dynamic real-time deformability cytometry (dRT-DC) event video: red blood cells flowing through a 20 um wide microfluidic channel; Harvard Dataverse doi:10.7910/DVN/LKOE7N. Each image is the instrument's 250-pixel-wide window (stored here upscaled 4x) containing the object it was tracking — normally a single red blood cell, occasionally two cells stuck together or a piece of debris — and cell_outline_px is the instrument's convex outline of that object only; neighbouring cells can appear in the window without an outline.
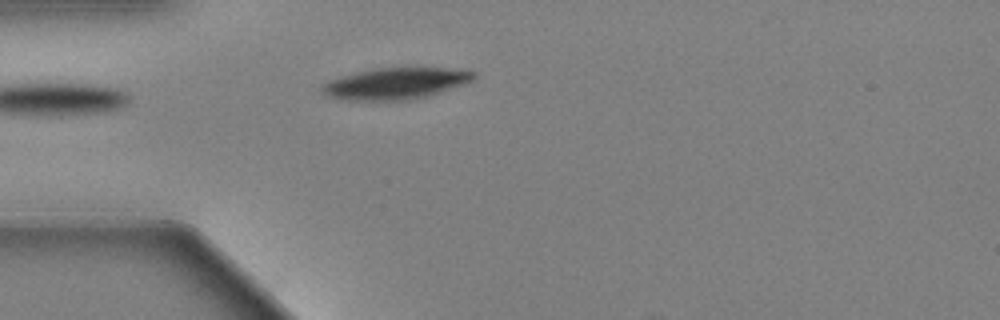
{"species": "Egyptian fruit bat (a non-hibernating species)", "species_latin": "Rousettus aegyptiacus", "temperature_condition": "warm", "stored_images_in_passage": 26, "camera_frame_rate_fps": 3000, "um_per_image_px": 0.085, "animal": {"sex": "female"}, "frame": {"image": 1, "passage_image": 1, "time_ms": 0.0, "image_size_px": [1000, 320], "cell_outline_px": [[476, 80], [424, 96], [408, 100], [340, 100], [328, 96], [320, 92], [320, 88], [328, 80], [356, 72], [372, 68], [444, 68], [476, 72]], "centroid_in_image_um": [33.56, 7.09], "position_along_channel_um": 51.4, "area_um2": 27.57}}